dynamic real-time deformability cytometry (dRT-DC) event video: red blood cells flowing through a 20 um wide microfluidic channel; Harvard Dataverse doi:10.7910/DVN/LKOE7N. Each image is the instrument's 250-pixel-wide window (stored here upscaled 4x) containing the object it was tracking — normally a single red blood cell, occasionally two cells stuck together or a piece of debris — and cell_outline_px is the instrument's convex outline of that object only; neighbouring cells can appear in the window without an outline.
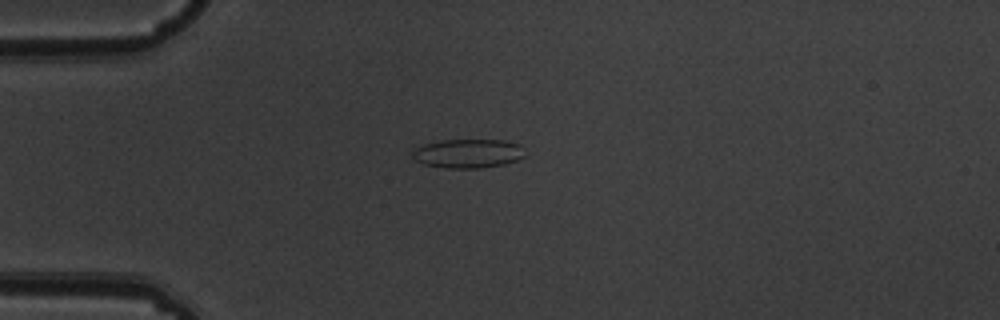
{"species": "common noctule bat (a hibernating species)", "species_latin": "Nyctalus noctula", "temperature_condition": "warm", "stored_images_in_passage": 9, "camera_frame_rate_fps": 3000, "um_per_image_px": 0.085, "animal": {"sex": "male", "body_mass_g": 19.5, "forearm_length_mm": 54.6}, "frame": {"image": 1, "passage_image": 4, "time_ms": 1.0, "image_size_px": [1000, 320], "cell_outline_px": [[524, 156], [516, 160], [504, 164], [480, 168], [444, 168], [424, 164], [416, 160], [412, 156], [412, 148], [424, 144], [440, 140], [504, 140], [520, 144]], "centroid_in_image_um": [39.73, 13.04], "position_along_channel_um": 45.3, "area_um2": 19.02}}
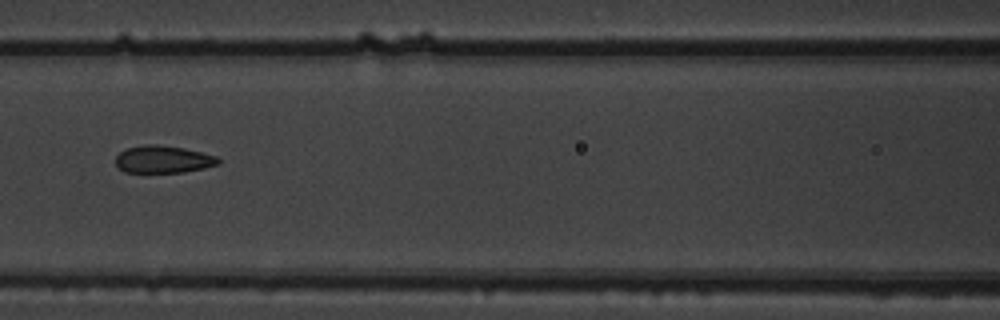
{"frame": {"image": 2, "passage_image": 7, "time_ms": 2.0, "image_size_px": [1000, 320], "cell_outline_px": [[220, 164], [204, 168], [184, 172], [124, 172], [116, 164], [116, 156], [120, 152], [128, 148], [144, 144], [156, 144], [184, 148], [216, 156], [220, 160]], "centroid_in_image_um": [13.88, 13.54], "position_along_channel_um": 152.7, "area_um2": 16.3}}
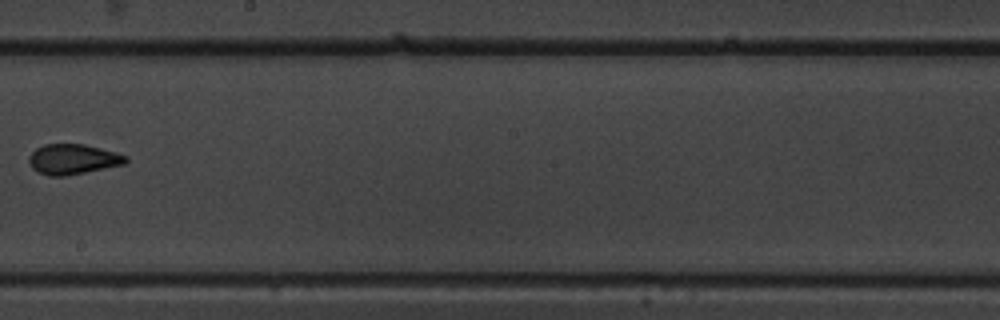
{"frame": {"image": 3, "passage_image": 9, "time_ms": 2.667, "image_size_px": [1000, 320], "cell_outline_px": [[128, 160], [124, 164], [64, 176], [48, 176], [36, 172], [32, 168], [28, 160], [28, 156], [36, 148], [44, 144], [84, 144], [116, 152], [128, 156]], "centroid_in_image_um": [6.16, 13.53], "position_along_channel_um": 242.0, "area_um2": 17.05}}